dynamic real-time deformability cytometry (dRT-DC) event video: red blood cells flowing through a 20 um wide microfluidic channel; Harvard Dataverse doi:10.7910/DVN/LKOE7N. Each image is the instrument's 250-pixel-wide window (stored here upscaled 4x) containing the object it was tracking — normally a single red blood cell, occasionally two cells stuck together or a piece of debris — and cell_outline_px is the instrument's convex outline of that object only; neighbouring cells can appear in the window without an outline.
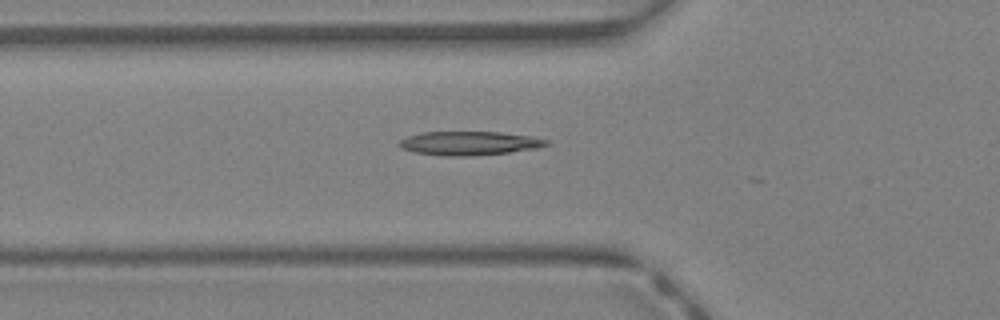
{"species": "Egyptian fruit bat (a non-hibernating species)", "species_latin": "Rousettus aegyptiacus", "temperature_condition": "warm", "stored_images_in_passage": 10, "camera_frame_rate_fps": 3000, "um_per_image_px": 0.085, "animal": {"sex": "female"}, "frame": {"image": 1, "passage_image": 3, "time_ms": 0.667, "image_size_px": [1000, 320], "cell_outline_px": [[548, 144], [536, 148], [508, 152], [468, 156], [448, 156], [416, 152], [400, 148], [400, 140], [408, 136], [420, 132], [500, 132], [532, 136], [548, 140]], "centroid_in_image_um": [39.88, 12.16], "position_along_channel_um": 85.9, "area_um2": 20.17}}
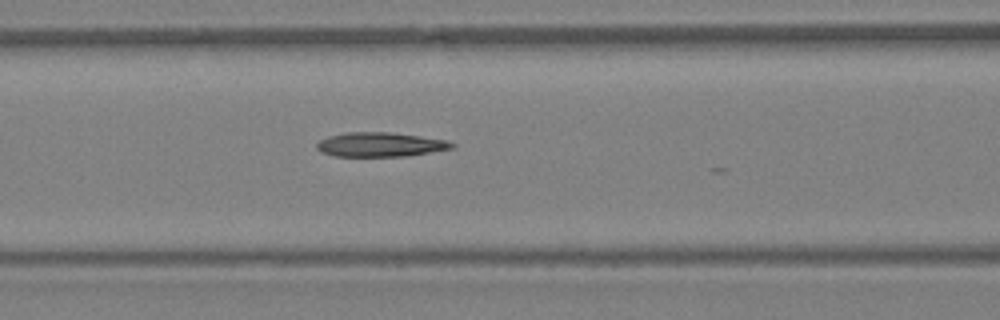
{"frame": {"image": 2, "passage_image": 6, "time_ms": 1.667, "image_size_px": [1000, 320], "cell_outline_px": [[456, 144], [452, 148], [408, 156], [332, 156], [320, 152], [316, 148], [316, 144], [320, 140], [328, 136], [344, 132], [392, 132], [448, 140]], "centroid_in_image_um": [32.29, 12.28], "position_along_channel_um": 134.3, "area_um2": 19.31}}
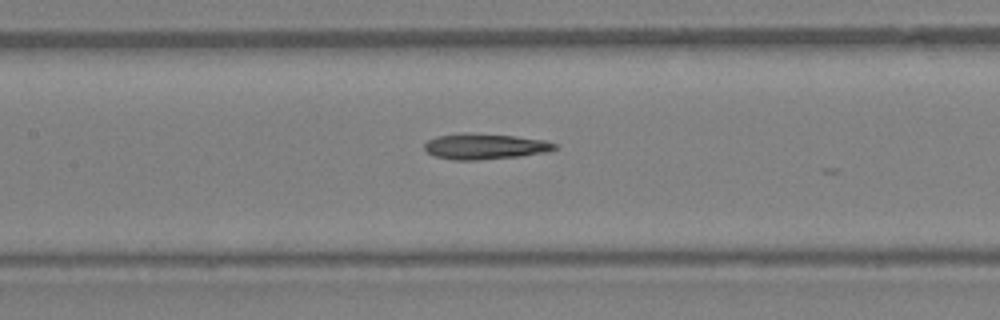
{"frame": {"image": 3, "passage_image": 8, "time_ms": 2.333, "image_size_px": [1000, 320], "cell_outline_px": [[556, 148], [548, 152], [520, 156], [480, 160], [452, 160], [436, 156], [428, 152], [424, 148], [424, 144], [428, 140], [436, 136], [464, 132], [468, 132], [516, 136], [544, 140], [556, 144]], "centroid_in_image_um": [41.2, 12.44], "position_along_channel_um": 166.2, "area_um2": 19.65}}